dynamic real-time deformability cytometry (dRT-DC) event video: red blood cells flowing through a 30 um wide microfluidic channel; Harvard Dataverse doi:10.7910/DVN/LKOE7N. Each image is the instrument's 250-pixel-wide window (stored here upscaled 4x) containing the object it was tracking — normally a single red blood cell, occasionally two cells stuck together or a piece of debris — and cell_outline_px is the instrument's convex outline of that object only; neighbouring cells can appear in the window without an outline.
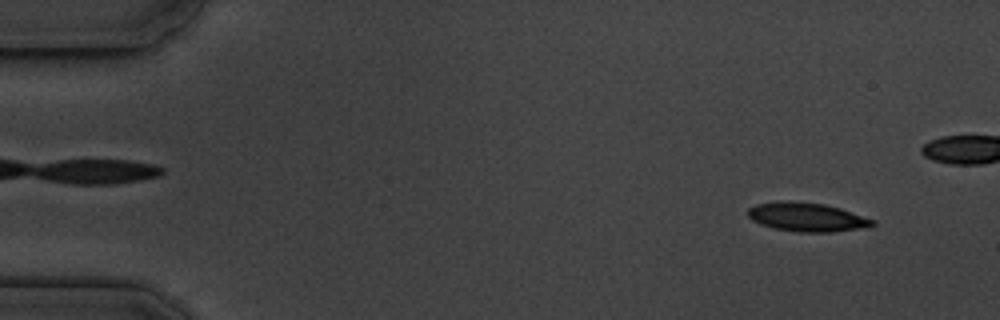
{"species": "common noctule bat (a hibernating species)", "species_latin": "Nyctalus noctula", "temperature_condition": "cold", "stored_images_in_passage": 47, "camera_frame_rate_fps": 3000, "um_per_image_px": 0.085, "animal": {"sex": "male", "body_mass_g": 19.5, "forearm_length_mm": 54.6}, "frame": {"image": 1, "passage_image": 3, "time_ms": 0.667, "image_size_px": [1000, 320], "cell_outline_px": [[876, 224], [860, 228], [832, 232], [796, 232], [776, 228], [760, 224], [752, 220], [748, 216], [748, 208], [756, 204], [780, 200], [788, 200], [824, 204], [840, 208], [876, 220]], "centroid_in_image_um": [68.57, 18.44], "position_along_channel_um": 16.4, "area_um2": 20.98}}
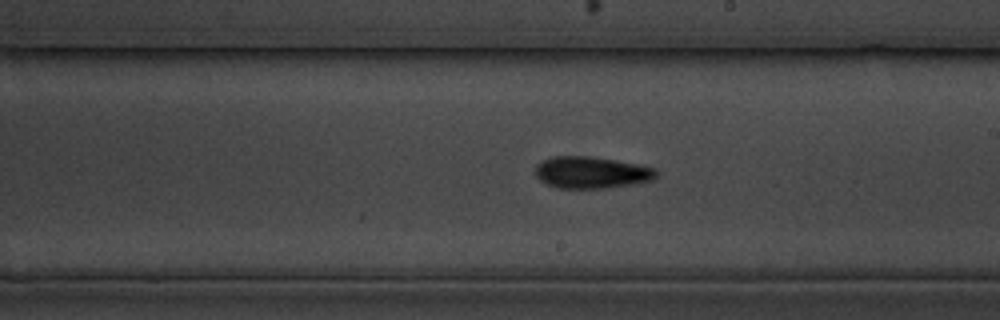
{"frame": {"image": 2, "passage_image": 30, "time_ms": 9.667, "image_size_px": [1000, 320], "cell_outline_px": [[660, 172], [652, 180], [632, 184], [608, 188], [556, 188], [544, 184], [536, 176], [536, 164], [540, 160], [552, 156], [588, 156], [616, 160], [656, 168]], "centroid_in_image_um": [50.24, 14.66], "position_along_channel_um": 238.8, "area_um2": 22.66}}
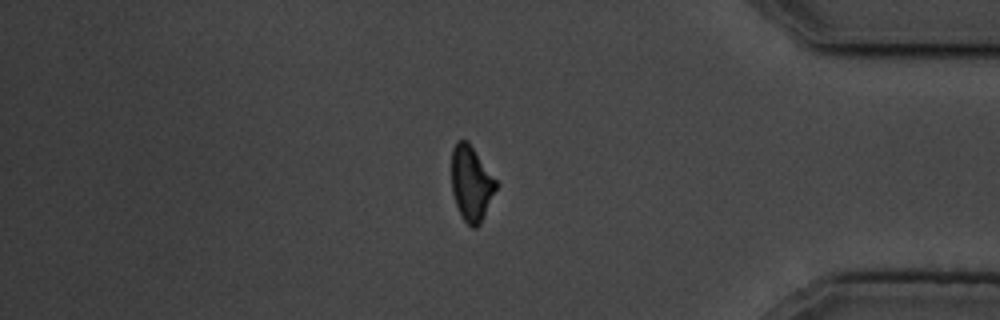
{"frame": {"image": 3, "passage_image": 45, "time_ms": 14.667, "image_size_px": [1000, 320], "cell_outline_px": [[496, 188], [480, 224], [476, 228], [472, 228], [464, 220], [456, 204], [452, 192], [452, 148], [456, 140], [468, 140], [496, 180]], "centroid_in_image_um": [40.03, 15.56], "position_along_channel_um": 395.2, "area_um2": 19.19}}